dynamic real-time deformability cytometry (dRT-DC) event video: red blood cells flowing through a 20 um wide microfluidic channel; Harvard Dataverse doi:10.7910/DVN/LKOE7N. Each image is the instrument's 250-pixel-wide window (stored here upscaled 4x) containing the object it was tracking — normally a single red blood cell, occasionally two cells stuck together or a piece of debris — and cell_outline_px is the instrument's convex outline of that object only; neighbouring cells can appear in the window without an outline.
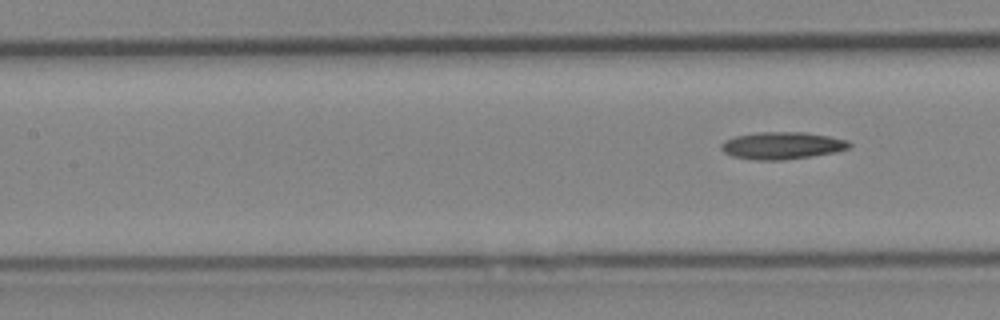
{"species": "Egyptian fruit bat (a non-hibernating species)", "species_latin": "Rousettus aegyptiacus", "temperature_condition": "cold", "stored_images_in_passage": 7, "segment_of_instrument_passage": [2, 2], "camera_frame_rate_fps": 3000, "um_per_image_px": 0.085, "animal": {"sex": "female"}, "frame": {"image": 1, "passage_image": 7, "time_ms": 8.0, "image_size_px": [1000, 320], "cell_outline_px": [[852, 144], [848, 148], [836, 152], [812, 156], [784, 160], [752, 160], [732, 156], [724, 152], [720, 148], [720, 144], [724, 140], [736, 136], [756, 132], [804, 132], [828, 136], [848, 140]], "centroid_in_image_um": [66.45, 12.37], "position_along_channel_um": 140.9, "area_um2": 20.46}}